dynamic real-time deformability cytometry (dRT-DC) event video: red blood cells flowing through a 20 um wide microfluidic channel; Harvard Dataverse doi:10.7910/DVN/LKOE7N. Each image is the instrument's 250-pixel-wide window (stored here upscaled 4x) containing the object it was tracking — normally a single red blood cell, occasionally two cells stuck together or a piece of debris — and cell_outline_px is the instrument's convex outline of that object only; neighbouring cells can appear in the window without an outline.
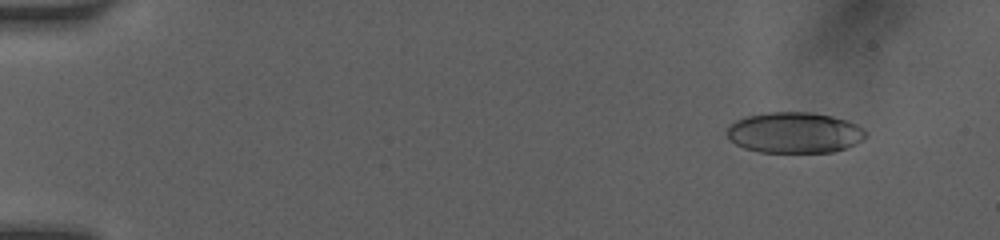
{"species": "human", "species_latin": "Homo sapiens", "temperature_condition": "room temperature", "stored_images_in_passage": 50, "camera_frame_rate_fps": 3000, "um_per_image_px": 0.085, "donor": {"sex": "female"}, "frame": {"image": 1, "passage_image": 5, "time_ms": 1.333, "image_size_px": [1000, 240], "cell_outline_px": [[868, 132], [860, 140], [844, 148], [832, 152], [760, 152], [744, 148], [728, 140], [728, 128], [736, 120], [748, 116], [768, 112], [812, 112], [832, 116], [848, 120], [864, 128]], "centroid_in_image_um": [67.53, 11.27], "position_along_channel_um": 17.5, "area_um2": 32.89}}
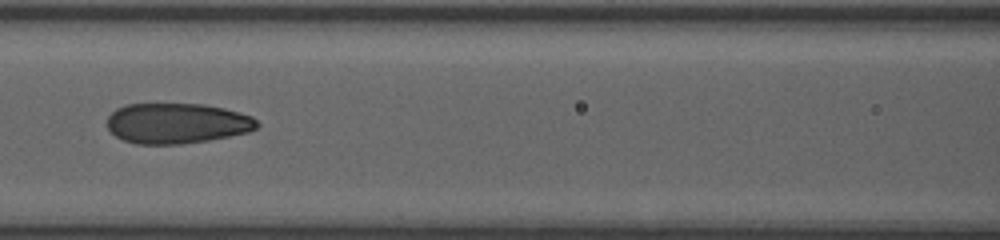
{"frame": {"image": 2, "passage_image": 24, "time_ms": 7.667, "image_size_px": [1000, 240], "cell_outline_px": [[260, 124], [256, 128], [248, 132], [208, 140], [180, 144], [136, 144], [124, 140], [116, 136], [108, 128], [108, 116], [116, 108], [124, 104], [204, 104], [224, 108], [240, 112], [252, 116]], "centroid_in_image_um": [15.04, 10.47], "position_along_channel_um": 151.6, "area_um2": 35.32}}
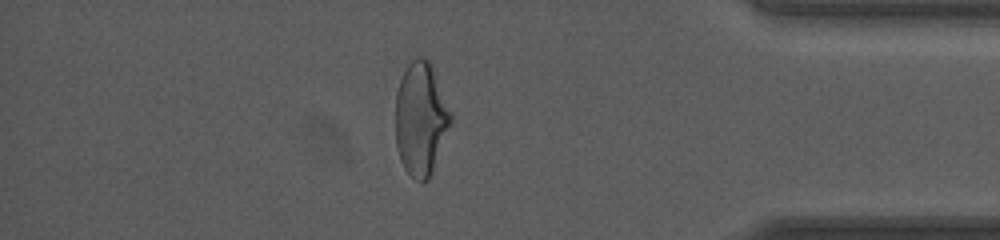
{"frame": {"image": 3, "passage_image": 44, "time_ms": 14.333, "image_size_px": [1000, 240], "cell_outline_px": [[452, 124], [432, 172], [428, 180], [424, 184], [420, 184], [404, 168], [400, 160], [396, 144], [396, 92], [400, 80], [408, 64], [416, 56], [424, 56], [432, 64], [452, 112]], "centroid_in_image_um": [35.79, 10.1], "position_along_channel_um": 399.4, "area_um2": 36.99}, "authors_computed_cell_mechanics": {"area_um2": 35.1713, "velocity_mm_per_s": 4.1294, "shape_relaxation_time_tau1_ms": 9.2617, "shape_relaxation_time_tau2_ms": 1.1647, "deformation_change_tau1": 0.2297, "deformation_change_tau2": 0.077}}